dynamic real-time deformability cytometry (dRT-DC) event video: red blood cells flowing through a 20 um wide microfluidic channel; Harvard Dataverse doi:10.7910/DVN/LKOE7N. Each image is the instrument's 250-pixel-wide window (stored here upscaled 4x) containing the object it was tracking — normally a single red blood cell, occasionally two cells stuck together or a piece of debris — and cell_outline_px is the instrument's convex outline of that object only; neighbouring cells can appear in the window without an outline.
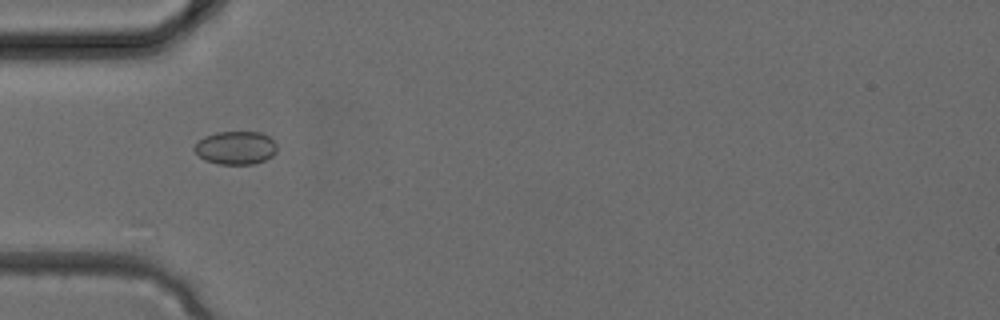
{"species": "common noctule bat (a hibernating species)", "species_latin": "Nyctalus noctula", "temperature_condition": "cold", "stored_images_in_passage": 5, "camera_frame_rate_fps": 3000, "um_per_image_px": 0.085, "animal": {"sex": "female", "body_mass_g": 24.6, "forearm_length_mm": 56.2}, "frame": {"image": 1, "passage_image": 1, "time_ms": 0.0, "image_size_px": [1000, 320], "cell_outline_px": [[276, 152], [272, 156], [264, 160], [252, 164], [220, 164], [204, 160], [192, 148], [204, 136], [216, 132], [260, 132], [268, 136], [276, 144]], "centroid_in_image_um": [20.02, 12.56], "position_along_channel_um": 65.0, "area_um2": 15.9}}
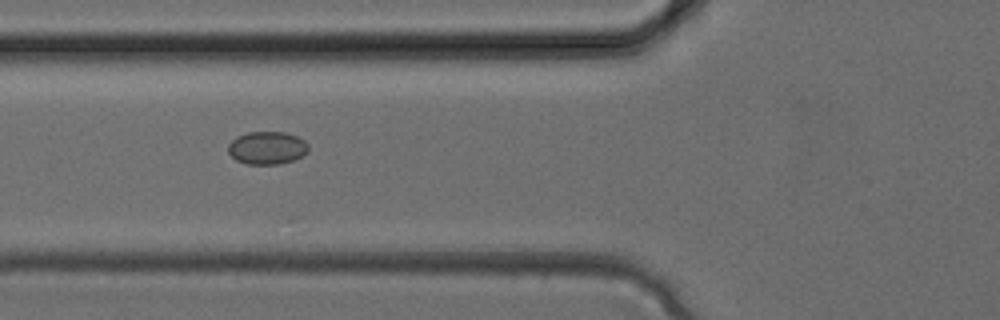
{"frame": {"image": 2, "passage_image": 3, "time_ms": 0.667, "image_size_px": [1000, 320], "cell_outline_px": [[308, 152], [292, 160], [280, 164], [248, 164], [236, 160], [228, 152], [228, 144], [236, 136], [248, 132], [284, 132], [296, 136], [304, 140], [308, 144]], "centroid_in_image_um": [22.69, 12.56], "position_along_channel_um": 103.1, "area_um2": 15.32}}